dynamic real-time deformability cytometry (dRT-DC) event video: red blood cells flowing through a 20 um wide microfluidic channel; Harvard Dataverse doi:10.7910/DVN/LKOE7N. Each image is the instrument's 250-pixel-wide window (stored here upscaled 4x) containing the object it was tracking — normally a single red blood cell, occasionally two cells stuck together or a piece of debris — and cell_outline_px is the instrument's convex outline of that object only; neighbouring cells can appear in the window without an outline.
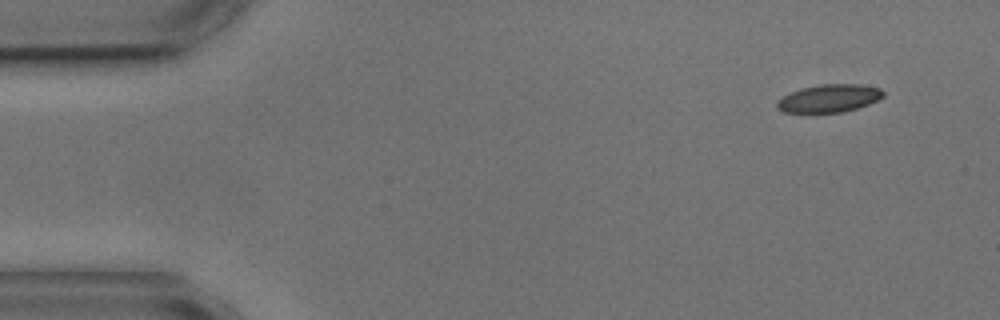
{"species": "common noctule bat (a hibernating species)", "species_latin": "Nyctalus noctula", "temperature_condition": "cold", "stored_images_in_passage": 4, "camera_frame_rate_fps": 3000, "um_per_image_px": 0.085, "animal": {"sex": "male", "body_mass_g": 17.9, "forearm_length_mm": 54.2}, "frame": {"image": 1, "passage_image": 1, "time_ms": 0.0, "image_size_px": [1000, 320], "cell_outline_px": [[884, 96], [880, 100], [856, 108], [840, 112], [784, 112], [776, 108], [776, 100], [800, 88], [820, 84], [860, 84], [880, 88], [884, 92]], "centroid_in_image_um": [70.48, 8.35], "position_along_channel_um": 14.5, "area_um2": 17.22}}
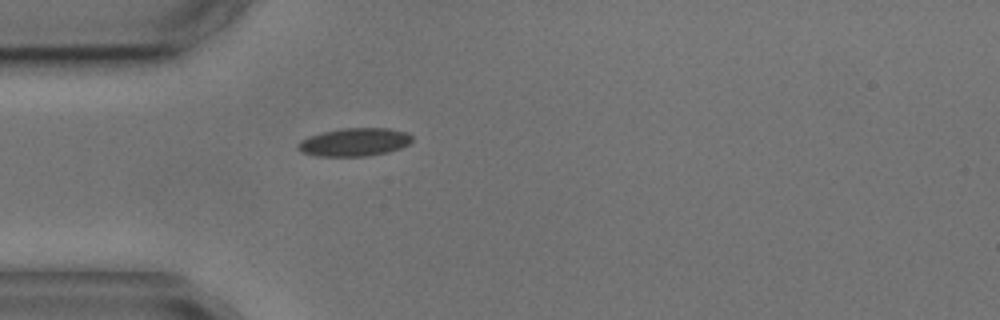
{"frame": {"image": 2, "passage_image": 4, "time_ms": 3.667, "image_size_px": [1000, 320], "cell_outline_px": [[412, 140], [408, 144], [400, 148], [388, 152], [368, 156], [316, 156], [304, 152], [296, 148], [296, 144], [300, 140], [308, 136], [324, 132], [344, 128], [388, 128], [408, 132], [412, 136]], "centroid_in_image_um": [30.13, 12.08], "position_along_channel_um": 54.9, "area_um2": 18.73}}